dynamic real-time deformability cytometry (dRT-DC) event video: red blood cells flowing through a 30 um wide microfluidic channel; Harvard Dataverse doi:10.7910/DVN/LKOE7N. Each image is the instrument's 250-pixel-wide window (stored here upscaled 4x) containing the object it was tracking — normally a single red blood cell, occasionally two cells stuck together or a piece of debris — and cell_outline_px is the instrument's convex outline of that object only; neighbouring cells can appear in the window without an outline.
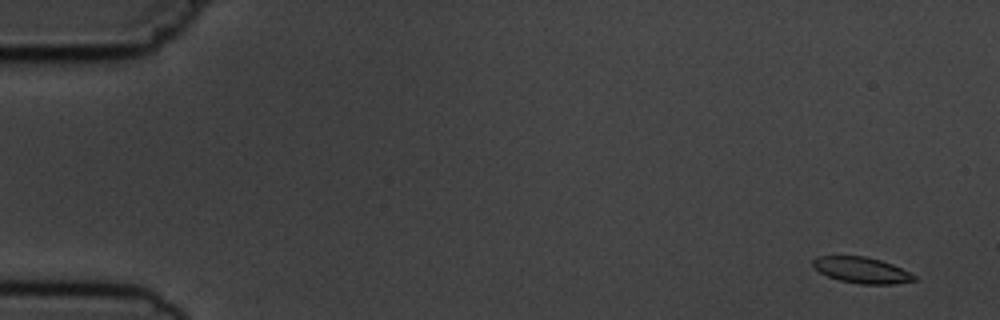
{"species": "common noctule bat (a hibernating species)", "species_latin": "Nyctalus noctula", "temperature_condition": "cold", "stored_images_in_passage": 5, "camera_frame_rate_fps": 3000, "um_per_image_px": 0.085, "animal": {"sex": "male", "body_mass_g": 19.5, "forearm_length_mm": 54.6}, "frame": {"image": 1, "passage_image": 1, "time_ms": 0.0, "image_size_px": [1000, 320], "cell_outline_px": [[916, 280], [896, 284], [860, 284], [840, 280], [828, 276], [812, 268], [812, 260], [816, 256], [864, 256], [880, 260], [892, 264], [916, 276]], "centroid_in_image_um": [73.2, 22.96], "position_along_channel_um": 11.8, "area_um2": 15.32}}
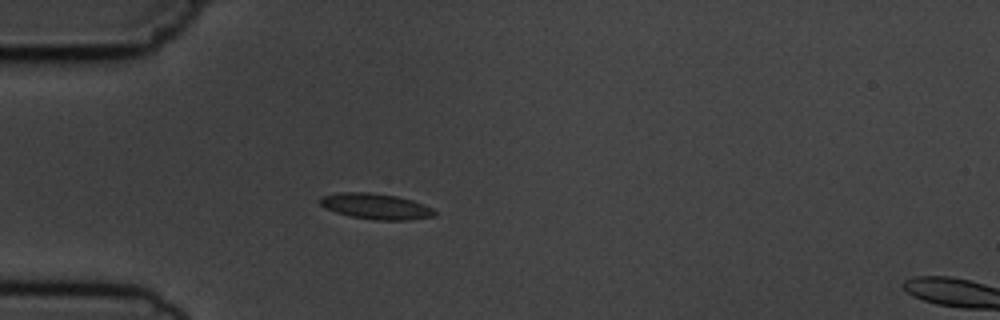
{"frame": {"image": 2, "passage_image": 5, "time_ms": 4.333, "image_size_px": [1000, 320], "cell_outline_px": [[436, 216], [408, 220], [372, 220], [352, 216], [336, 212], [324, 208], [316, 200], [320, 196], [340, 192], [368, 192], [396, 196], [412, 200], [424, 204], [432, 208], [436, 212]], "centroid_in_image_um": [31.91, 17.53], "position_along_channel_um": 53.1, "area_um2": 17.34}}